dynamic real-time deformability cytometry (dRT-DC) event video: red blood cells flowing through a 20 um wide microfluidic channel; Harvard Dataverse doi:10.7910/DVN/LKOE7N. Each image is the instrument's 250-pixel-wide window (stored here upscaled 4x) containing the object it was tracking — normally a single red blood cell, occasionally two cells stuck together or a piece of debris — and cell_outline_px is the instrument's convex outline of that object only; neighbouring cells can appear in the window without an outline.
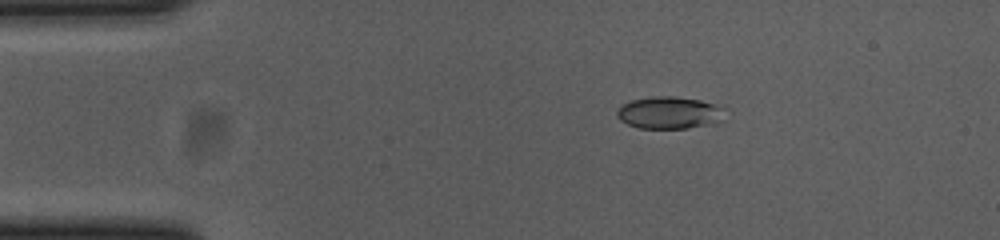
{"species": "common noctule bat (a hibernating species)", "species_latin": "Nyctalus noctula", "temperature_condition": "cold", "stored_images_in_passage": 2, "camera_frame_rate_fps": 3000, "um_per_image_px": 0.085, "animal": {"sex": "female", "body_mass_g": 23.0, "forearm_length_mm": 53.4}, "frame": {"image": 1, "passage_image": 1, "time_ms": 0.0, "image_size_px": [1000, 240], "cell_outline_px": [[704, 104], [692, 124], [680, 128], [648, 128], [632, 124], [620, 112], [628, 104], [640, 100], [692, 100]], "centroid_in_image_um": [56.3, 9.62], "position_along_channel_um": 28.7, "area_um2": 13.7}}